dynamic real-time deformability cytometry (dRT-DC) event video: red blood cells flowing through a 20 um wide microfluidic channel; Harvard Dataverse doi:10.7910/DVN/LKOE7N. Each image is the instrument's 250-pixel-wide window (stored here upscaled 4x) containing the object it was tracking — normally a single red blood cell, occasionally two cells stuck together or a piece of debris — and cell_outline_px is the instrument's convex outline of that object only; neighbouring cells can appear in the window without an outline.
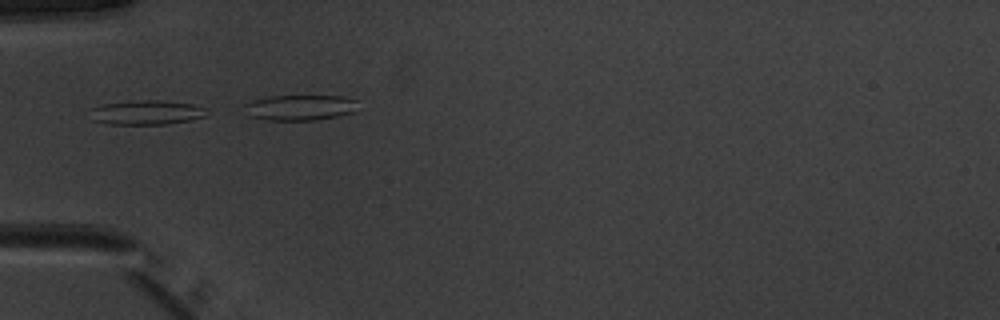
{"species": "common noctule bat (a hibernating species)", "species_latin": "Nyctalus noctula", "temperature_condition": "warm", "stored_images_in_passage": 20, "camera_frame_rate_fps": 3000, "um_per_image_px": 0.085, "animal": {"sex": "male", "body_mass_g": 20.1, "forearm_length_mm": 53.5}, "frame": {"image": 1, "passage_image": 17, "time_ms": 5.333, "image_size_px": [1000, 320], "cell_outline_px": [[208, 108], [204, 116], [188, 120], [168, 124], [108, 124], [92, 120], [92, 108], [100, 104], [132, 100], [164, 100], [192, 104]], "centroid_in_image_um": [12.44, 9.54], "position_along_channel_um": 72.6, "area_um2": 16.65}}